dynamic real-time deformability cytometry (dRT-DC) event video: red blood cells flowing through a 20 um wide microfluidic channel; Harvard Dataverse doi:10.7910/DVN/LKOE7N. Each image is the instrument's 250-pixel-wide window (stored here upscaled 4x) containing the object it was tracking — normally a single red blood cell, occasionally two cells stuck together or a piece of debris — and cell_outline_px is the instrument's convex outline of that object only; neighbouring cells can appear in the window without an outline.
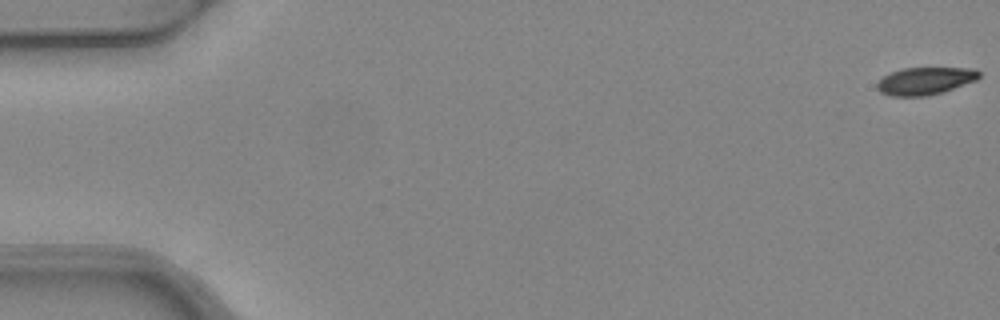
{"species": "common noctule bat (a hibernating species)", "species_latin": "Nyctalus noctula", "temperature_condition": "warm", "stored_images_in_passage": 6, "camera_frame_rate_fps": 3000, "um_per_image_px": 0.085, "animal": {"sex": "female", "body_mass_g": 24.6, "forearm_length_mm": 56.2}, "frame": {"image": 1, "passage_image": 1, "time_ms": 0.0, "image_size_px": [1000, 320], "cell_outline_px": [[980, 76], [976, 80], [928, 96], [892, 96], [880, 92], [876, 88], [876, 84], [884, 76], [892, 72], [904, 68], [976, 68], [980, 72]], "centroid_in_image_um": [78.63, 6.87], "position_along_channel_um": 6.4, "area_um2": 16.13}}